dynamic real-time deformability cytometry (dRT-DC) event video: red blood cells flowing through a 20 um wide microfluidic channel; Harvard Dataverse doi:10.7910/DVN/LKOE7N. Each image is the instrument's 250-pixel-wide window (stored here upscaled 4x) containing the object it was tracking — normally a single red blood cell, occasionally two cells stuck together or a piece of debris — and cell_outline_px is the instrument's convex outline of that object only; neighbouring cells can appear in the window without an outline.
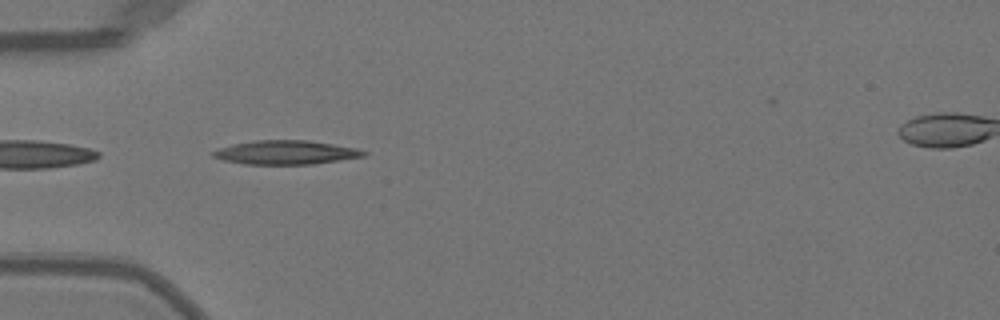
{"species": "Egyptian fruit bat (a non-hibernating species)", "species_latin": "Rousettus aegyptiacus", "temperature_condition": "warm", "stored_images_in_passage": 16, "camera_frame_rate_fps": 3000, "um_per_image_px": 0.085, "animal": {"sex": "female"}, "frame": {"image": 1, "passage_image": 1, "time_ms": 0.0, "image_size_px": [1000, 320], "cell_outline_px": [[368, 152], [364, 156], [312, 164], [244, 164], [224, 160], [212, 156], [212, 152], [220, 148], [232, 144], [256, 140], [308, 140], [356, 148]], "centroid_in_image_um": [24.28, 12.95], "position_along_channel_um": 60.7, "area_um2": 20.75}}
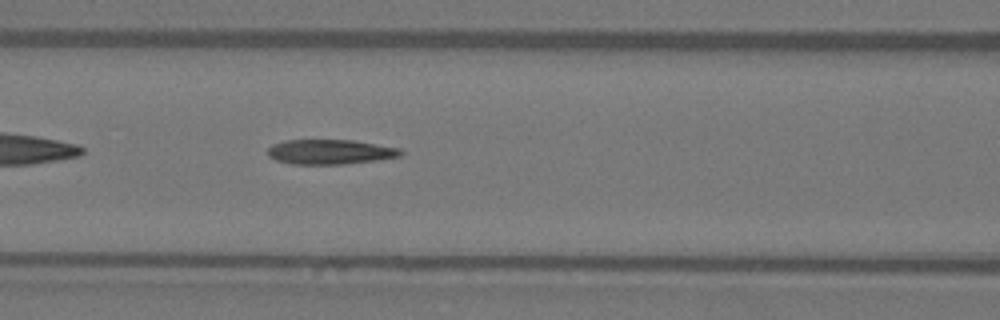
{"frame": {"image": 2, "passage_image": 7, "time_ms": 2.0, "image_size_px": [1000, 320], "cell_outline_px": [[404, 152], [400, 156], [376, 160], [344, 164], [292, 164], [276, 160], [268, 156], [268, 148], [272, 144], [284, 140], [352, 140], [400, 148]], "centroid_in_image_um": [28.04, 12.9], "position_along_channel_um": 138.6, "area_um2": 19.19}}
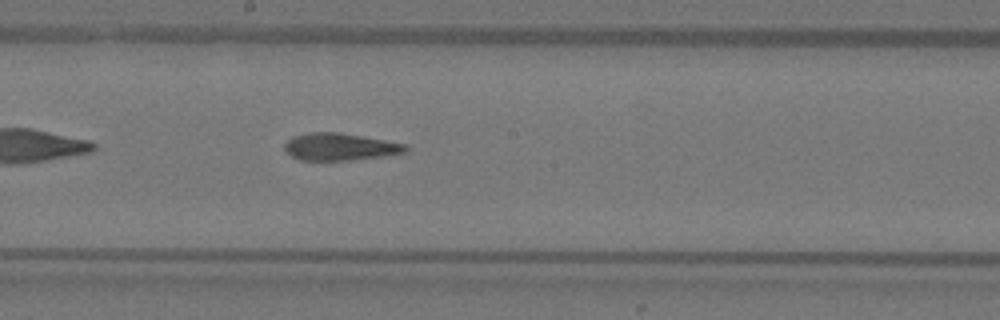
{"frame": {"image": 3, "passage_image": 13, "time_ms": 4.0, "image_size_px": [1000, 320], "cell_outline_px": [[408, 152], [384, 156], [348, 160], [300, 160], [292, 156], [284, 148], [284, 144], [292, 136], [308, 132], [336, 132], [408, 144]], "centroid_in_image_um": [28.9, 12.48], "position_along_channel_um": 219.3, "area_um2": 19.13}}